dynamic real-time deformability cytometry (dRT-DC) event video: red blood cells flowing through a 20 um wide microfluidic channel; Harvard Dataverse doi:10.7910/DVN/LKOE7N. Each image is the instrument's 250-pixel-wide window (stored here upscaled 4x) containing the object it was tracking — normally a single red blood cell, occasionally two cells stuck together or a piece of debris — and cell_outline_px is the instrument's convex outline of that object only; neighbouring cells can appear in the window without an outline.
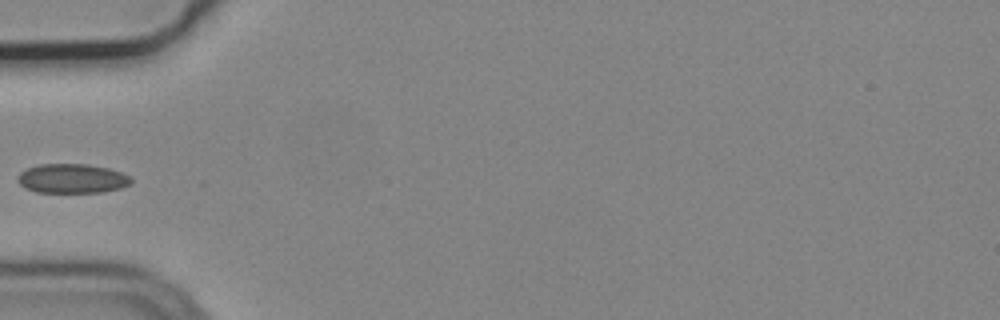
{"species": "common noctule bat (a hibernating species)", "species_latin": "Nyctalus noctula", "temperature_condition": "cold", "stored_images_in_passage": 4, "camera_frame_rate_fps": 3000, "um_per_image_px": 0.085, "animal": {"sex": "male", "body_mass_g": 19.2, "forearm_length_mm": 51.8}, "frame": {"image": 1, "passage_image": 4, "time_ms": 1.0, "image_size_px": [1000, 320], "cell_outline_px": [[132, 184], [120, 188], [100, 192], [36, 192], [24, 188], [16, 180], [16, 176], [20, 172], [28, 168], [40, 164], [88, 164], [108, 168], [132, 176]], "centroid_in_image_um": [6.12, 15.17], "position_along_channel_um": 78.9, "area_um2": 19.54}}